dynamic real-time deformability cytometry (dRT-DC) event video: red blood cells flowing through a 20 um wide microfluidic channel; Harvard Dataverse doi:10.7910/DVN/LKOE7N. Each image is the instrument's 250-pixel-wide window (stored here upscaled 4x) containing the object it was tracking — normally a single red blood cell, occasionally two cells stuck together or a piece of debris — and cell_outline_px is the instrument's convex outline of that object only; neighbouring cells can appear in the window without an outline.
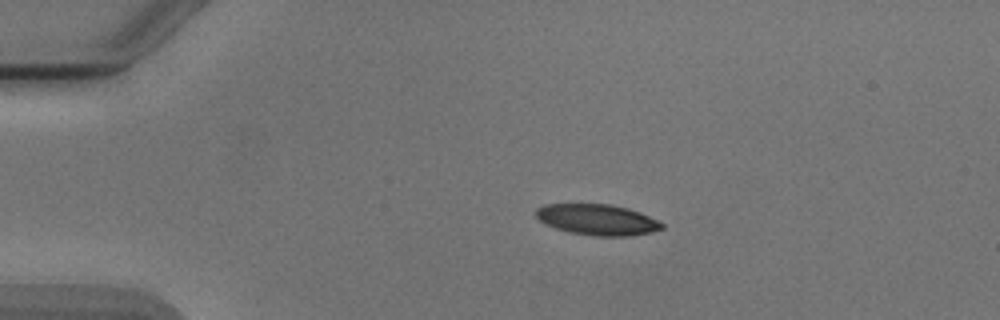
{"species": "Egyptian fruit bat (a non-hibernating species)", "species_latin": "Rousettus aegyptiacus", "temperature_condition": "cold", "stored_images_in_passage": 5, "camera_frame_rate_fps": 3000, "um_per_image_px": 0.085, "animal": {"sex": "male"}, "frame": {"image": 1, "passage_image": 4, "time_ms": 3.667, "image_size_px": [1000, 320], "cell_outline_px": [[664, 228], [652, 232], [628, 236], [596, 236], [568, 232], [544, 224], [536, 216], [536, 208], [544, 204], [608, 204], [628, 208], [640, 212], [664, 224]], "centroid_in_image_um": [50.76, 18.67], "position_along_channel_um": 34.2, "area_um2": 22.66}}